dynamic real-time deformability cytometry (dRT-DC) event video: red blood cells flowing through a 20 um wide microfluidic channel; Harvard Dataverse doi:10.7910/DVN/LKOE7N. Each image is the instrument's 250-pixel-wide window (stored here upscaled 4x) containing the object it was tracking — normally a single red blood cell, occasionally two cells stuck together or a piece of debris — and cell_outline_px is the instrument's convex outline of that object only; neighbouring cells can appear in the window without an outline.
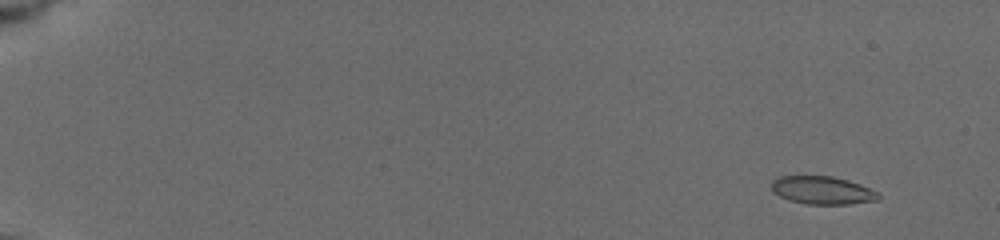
{"species": "common noctule bat (a hibernating species)", "species_latin": "Nyctalus noctula", "temperature_condition": "cold", "stored_images_in_passage": 21, "camera_frame_rate_fps": 3000, "um_per_image_px": 0.085, "animal": {"sex": "female", "body_mass_g": 19.5, "forearm_length_mm": 54.1}, "frame": {"image": 1, "passage_image": 1, "time_ms": 0.0, "image_size_px": [1000, 240], "cell_outline_px": [[880, 196], [876, 200], [848, 204], [804, 204], [788, 200], [772, 192], [772, 180], [776, 176], [832, 176], [848, 180], [860, 184], [880, 192]], "centroid_in_image_um": [69.88, 16.17], "position_along_channel_um": 15.1, "area_um2": 17.57}}
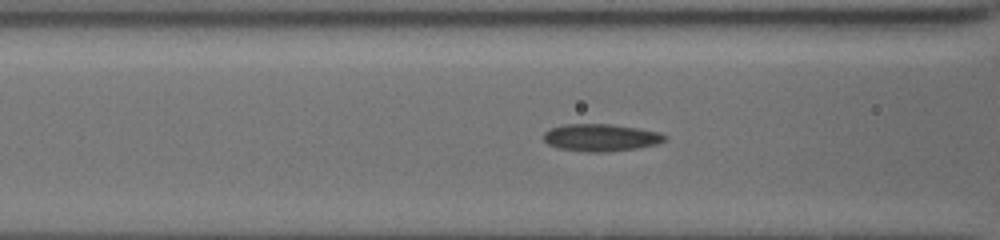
{"frame": {"image": 2, "passage_image": 18, "time_ms": 7.0, "image_size_px": [1000, 240], "cell_outline_px": [[668, 136], [664, 140], [656, 144], [636, 148], [608, 152], [584, 152], [556, 148], [548, 144], [544, 140], [544, 132], [552, 128], [564, 124], [612, 124], [640, 128], [660, 132]], "centroid_in_image_um": [51.07, 11.69], "position_along_channel_um": 115.5, "area_um2": 19.42}}
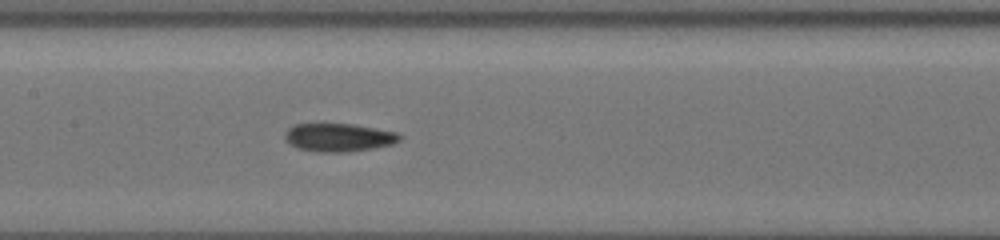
{"frame": {"image": 3, "passage_image": 21, "time_ms": 8.667, "image_size_px": [1000, 240], "cell_outline_px": [[400, 140], [392, 144], [376, 148], [348, 152], [316, 152], [296, 148], [284, 136], [288, 128], [296, 124], [352, 124], [396, 132], [400, 136]], "centroid_in_image_um": [28.79, 11.69], "position_along_channel_um": 178.6, "area_um2": 18.73}}